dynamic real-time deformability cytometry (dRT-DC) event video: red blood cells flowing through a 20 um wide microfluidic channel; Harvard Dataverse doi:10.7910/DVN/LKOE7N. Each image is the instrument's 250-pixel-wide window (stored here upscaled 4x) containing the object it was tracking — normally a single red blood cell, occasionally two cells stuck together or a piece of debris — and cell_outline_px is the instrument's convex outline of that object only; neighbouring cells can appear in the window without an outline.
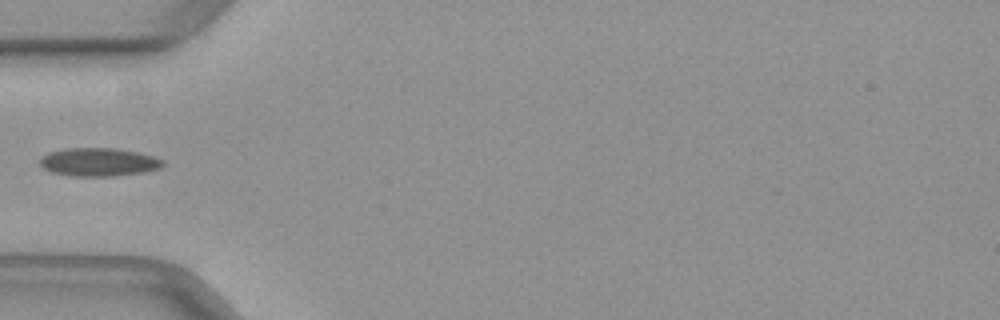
{"species": "common noctule bat (a hibernating species)", "species_latin": "Nyctalus noctula", "temperature_condition": "warm", "stored_images_in_passage": 21, "camera_frame_rate_fps": 3000, "um_per_image_px": 0.085, "animal": {"sex": "female", "body_mass_g": 29.2, "forearm_length_mm": 56.3}, "frame": {"image": 1, "passage_image": 1, "time_ms": 0.0, "image_size_px": [1000, 320], "cell_outline_px": [[164, 164], [160, 168], [144, 172], [112, 176], [72, 176], [52, 172], [40, 168], [40, 160], [48, 152], [68, 148], [112, 148], [136, 152], [152, 156], [164, 160]], "centroid_in_image_um": [8.37, 13.78], "position_along_channel_um": 76.6, "area_um2": 20.17}}